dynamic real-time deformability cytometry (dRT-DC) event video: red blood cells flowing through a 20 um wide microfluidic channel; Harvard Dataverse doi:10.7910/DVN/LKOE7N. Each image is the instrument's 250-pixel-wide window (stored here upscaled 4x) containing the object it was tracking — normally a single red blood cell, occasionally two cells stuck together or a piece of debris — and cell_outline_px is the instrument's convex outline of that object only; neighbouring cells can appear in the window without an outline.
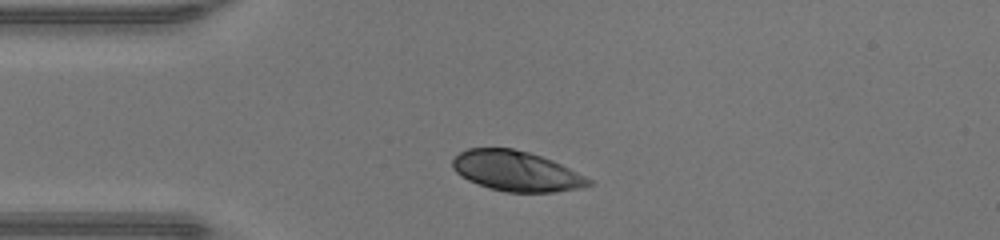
{"species": "human", "species_latin": "Homo sapiens", "temperature_condition": "warm", "stored_images_in_passage": 30, "camera_frame_rate_fps": 3000, "um_per_image_px": 0.085, "donor": {"sex": "male"}, "frame": {"image": 1, "passage_image": 1, "time_ms": 0.0, "image_size_px": [1000, 240], "cell_outline_px": [[592, 184], [584, 188], [556, 192], [508, 192], [488, 188], [468, 180], [460, 176], [452, 168], [452, 160], [460, 152], [468, 148], [512, 148], [528, 152], [552, 160], [592, 180]], "centroid_in_image_um": [43.87, 14.55], "position_along_channel_um": 41.1, "area_um2": 31.79}}
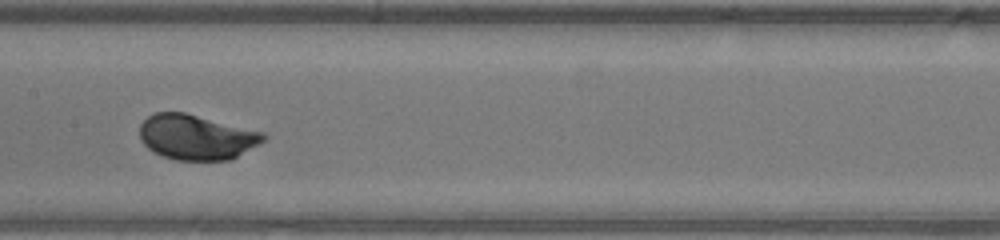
{"frame": {"image": 2, "passage_image": 13, "time_ms": 4.0, "image_size_px": [1000, 240], "cell_outline_px": [[268, 136], [260, 144], [232, 160], [176, 160], [160, 156], [152, 152], [140, 140], [140, 124], [148, 116], [156, 112], [184, 112], [264, 132]], "centroid_in_image_um": [16.7, 11.67], "position_along_channel_um": 190.7, "area_um2": 32.83}}
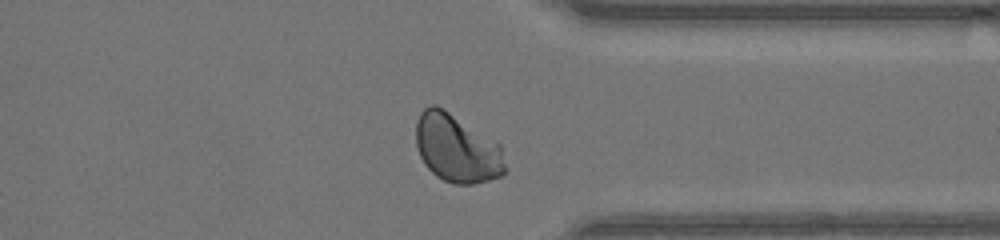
{"frame": {"image": 3, "passage_image": 26, "time_ms": 8.333, "image_size_px": [1000, 240], "cell_outline_px": [[504, 172], [500, 176], [488, 180], [472, 184], [452, 184], [436, 176], [424, 164], [416, 148], [416, 120], [420, 112], [424, 108], [432, 104], [436, 104], [444, 108], [500, 144], [504, 164]], "centroid_in_image_um": [38.78, 12.6], "position_along_channel_um": 372.6, "area_um2": 35.43}, "authors_computed_cell_mechanics": {"area_um2": 32.5125, "velocity_mm_per_s": 4.2979, "shape_relaxation_time_tau1_ms": 1.4153, "shape_relaxation_time_tau2_ms": null, "deformation_change_tau1": 0.1315, "deformation_change_tau2": null}}